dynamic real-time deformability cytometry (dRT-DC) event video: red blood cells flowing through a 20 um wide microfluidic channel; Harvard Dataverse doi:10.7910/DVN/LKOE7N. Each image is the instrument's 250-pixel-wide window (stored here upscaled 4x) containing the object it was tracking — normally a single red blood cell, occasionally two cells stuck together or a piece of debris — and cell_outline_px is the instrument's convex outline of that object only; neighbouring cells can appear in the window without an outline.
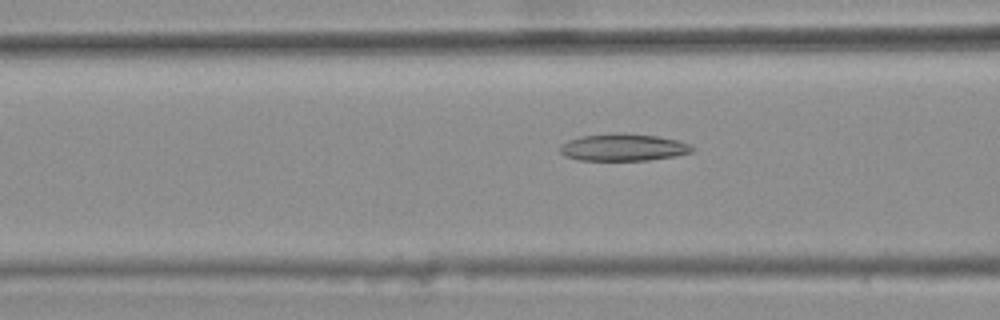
{"species": "common noctule bat (a hibernating species)", "species_latin": "Nyctalus noctula", "temperature_condition": "warm", "stored_images_in_passage": 48, "camera_frame_rate_fps": 3000, "um_per_image_px": 0.085, "animal": {"sex": "female", "body_mass_g": 25.1}, "frame": {"image": 1, "passage_image": 21, "time_ms": 6.667, "image_size_px": [1000, 320], "cell_outline_px": [[696, 148], [692, 152], [676, 156], [648, 160], [576, 160], [564, 156], [560, 152], [560, 148], [568, 140], [580, 136], [612, 132], [620, 132], [656, 136], [676, 140], [688, 144]], "centroid_in_image_um": [52.96, 12.52], "position_along_channel_um": 113.6, "area_um2": 21.04}}
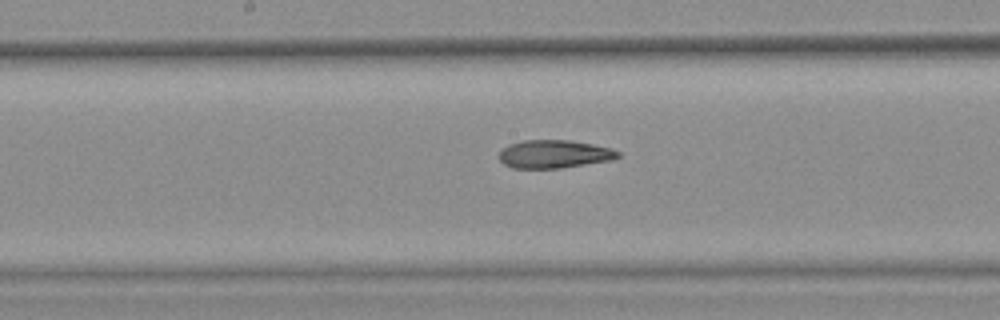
{"frame": {"image": 2, "passage_image": 28, "time_ms": 9.0, "image_size_px": [1000, 320], "cell_outline_px": [[620, 156], [612, 160], [560, 168], [512, 168], [504, 164], [500, 160], [500, 152], [508, 144], [524, 140], [568, 140], [592, 144], [612, 148], [620, 152]], "centroid_in_image_um": [47.12, 13.09], "position_along_channel_um": 201.1, "area_um2": 19.42}}
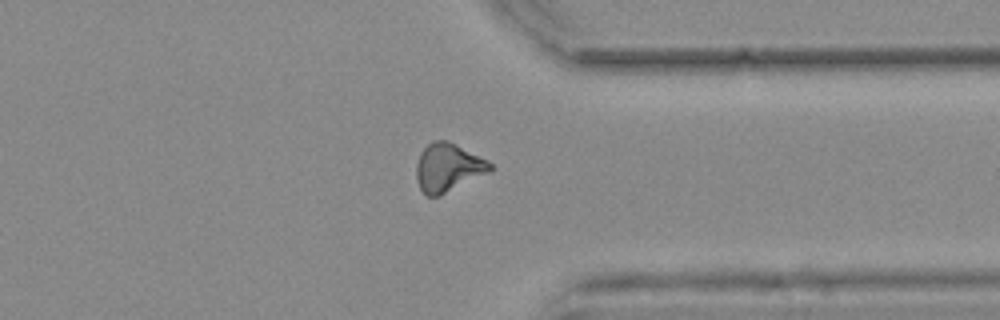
{"frame": {"image": 3, "passage_image": 42, "time_ms": 13.667, "image_size_px": [1000, 320], "cell_outline_px": [[492, 168], [488, 172], [440, 196], [424, 196], [416, 180], [416, 164], [420, 152], [432, 140], [448, 140], [488, 160], [492, 164]], "centroid_in_image_um": [38.04, 14.24], "position_along_channel_um": 373.4, "area_um2": 20.81}, "authors_computed_cell_mechanics": {"area_um2": 20.6346, "velocity_mm_per_s": 3.7497, "shape_relaxation_time_tau1_ms": null, "shape_relaxation_time_tau2_ms": 4.4728, "deformation_change_tau1": null, "deformation_change_tau2": 0.1397}}